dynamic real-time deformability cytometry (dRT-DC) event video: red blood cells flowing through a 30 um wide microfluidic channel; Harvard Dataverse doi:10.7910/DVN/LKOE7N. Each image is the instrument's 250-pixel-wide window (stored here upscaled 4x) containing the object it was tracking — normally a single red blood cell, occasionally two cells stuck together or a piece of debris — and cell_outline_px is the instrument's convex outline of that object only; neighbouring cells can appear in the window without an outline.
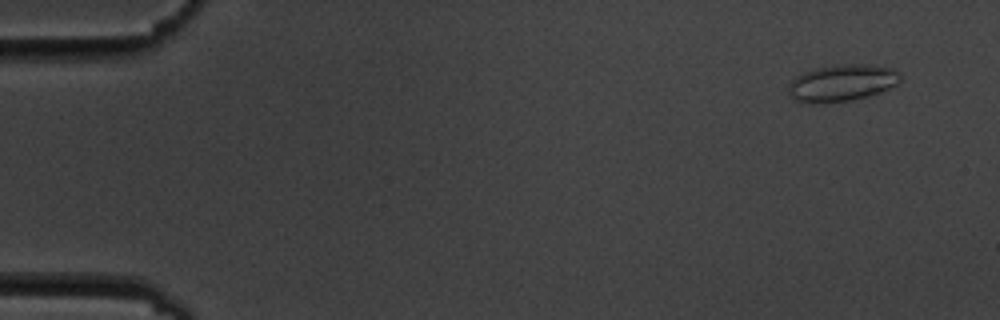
{"species": "common noctule bat (a hibernating species)", "species_latin": "Nyctalus noctula", "temperature_condition": "cold", "stored_images_in_passage": 6, "camera_frame_rate_fps": 3000, "um_per_image_px": 0.085, "animal": {"sex": "male", "body_mass_g": 19.5, "forearm_length_mm": 54.6}, "frame": {"image": 1, "passage_image": 2, "time_ms": 1.0, "image_size_px": [1000, 320], "cell_outline_px": [[900, 80], [896, 84], [884, 92], [852, 100], [824, 104], [804, 104], [788, 96], [788, 84], [796, 76], [804, 72], [816, 68], [840, 64], [868, 64], [892, 68], [900, 72]], "centroid_in_image_um": [71.54, 7.07], "position_along_channel_um": 13.5, "area_um2": 24.57}}